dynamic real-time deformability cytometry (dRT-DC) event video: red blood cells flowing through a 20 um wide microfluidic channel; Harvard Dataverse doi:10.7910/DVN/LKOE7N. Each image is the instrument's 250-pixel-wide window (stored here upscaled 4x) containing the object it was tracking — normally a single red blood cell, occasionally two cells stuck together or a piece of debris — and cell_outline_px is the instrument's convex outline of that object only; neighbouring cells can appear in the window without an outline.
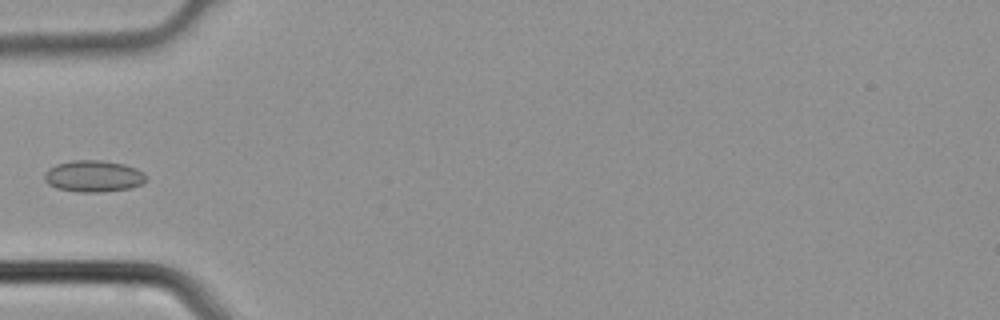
{"species": "common noctule bat (a hibernating species)", "species_latin": "Nyctalus noctula", "temperature_condition": "cold", "stored_images_in_passage": 4, "camera_frame_rate_fps": 3000, "um_per_image_px": 0.085, "animal": {"sex": "male", "body_mass_g": 21.5, "forearm_length_mm": 52.0}, "frame": {"image": 1, "passage_image": 4, "time_ms": 1.0, "image_size_px": [1000, 320], "cell_outline_px": [[148, 180], [144, 184], [132, 188], [100, 192], [76, 192], [56, 188], [48, 184], [44, 180], [44, 172], [48, 168], [56, 164], [72, 160], [100, 160], [124, 164], [136, 168], [144, 172]], "centroid_in_image_um": [7.96, 14.98], "position_along_channel_um": 77.0, "area_um2": 19.07}}